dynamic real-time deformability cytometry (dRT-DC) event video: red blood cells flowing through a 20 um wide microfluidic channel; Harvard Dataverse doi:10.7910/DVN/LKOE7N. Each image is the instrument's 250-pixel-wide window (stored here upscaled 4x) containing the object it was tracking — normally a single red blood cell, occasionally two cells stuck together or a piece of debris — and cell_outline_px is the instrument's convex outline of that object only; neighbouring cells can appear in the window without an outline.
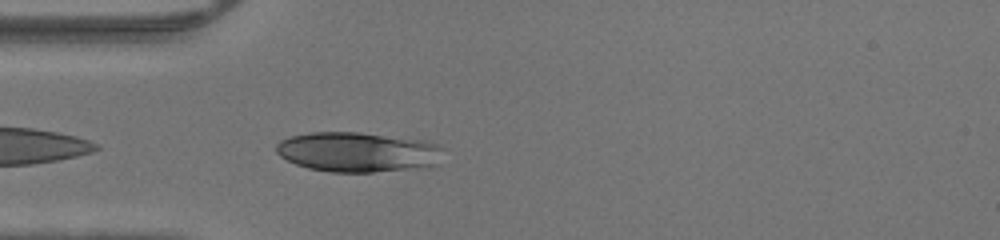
{"species": "human", "species_latin": "Homo sapiens", "temperature_condition": "warm", "stored_images_in_passage": 34, "camera_frame_rate_fps": 3000, "um_per_image_px": 0.085, "donor": {"sex": "male"}, "frame": {"image": 1, "passage_image": 2, "time_ms": 0.333, "image_size_px": [1000, 240], "cell_outline_px": [[444, 148], [436, 164], [428, 168], [372, 172], [328, 172], [308, 168], [296, 164], [280, 156], [276, 152], [276, 144], [280, 140], [288, 136], [312, 132], [360, 132], [420, 140], [436, 144]], "centroid_in_image_um": [30.4, 12.93], "position_along_channel_um": 54.6, "area_um2": 39.07}}
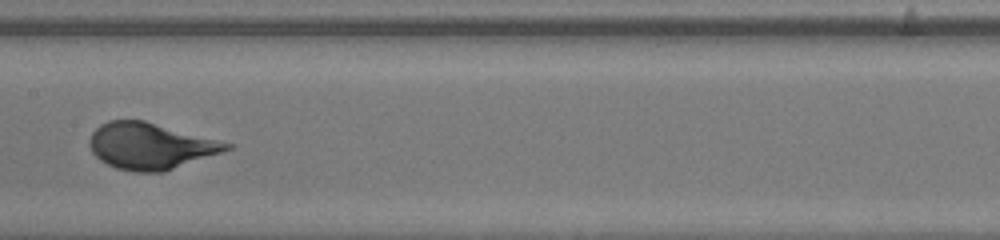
{"frame": {"image": 2, "passage_image": 12, "time_ms": 3.667, "image_size_px": [1000, 240], "cell_outline_px": [[236, 144], [232, 148], [164, 172], [132, 172], [116, 168], [100, 160], [92, 152], [88, 144], [88, 140], [92, 132], [100, 124], [108, 120], [144, 120]], "centroid_in_image_um": [12.77, 12.4], "position_along_channel_um": 194.6, "area_um2": 37.17}}
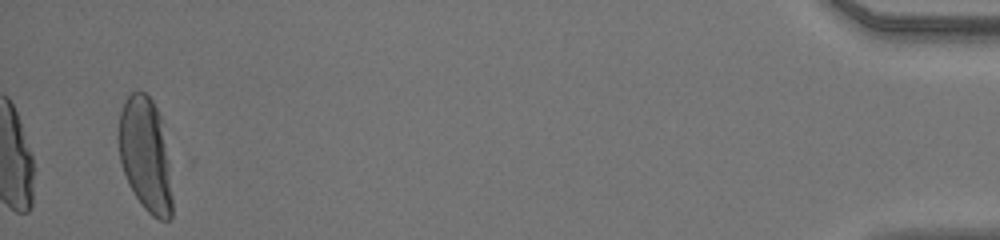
{"frame": {"image": 3, "passage_image": 34, "time_ms": 11.0, "image_size_px": [1000, 240], "cell_outline_px": [[172, 216], [168, 220], [160, 220], [152, 216], [140, 204], [128, 184], [120, 160], [120, 112], [124, 100], [132, 92], [144, 92], [152, 100], [160, 116], [168, 164], [172, 196]], "centroid_in_image_um": [12.36, 13.19], "position_along_channel_um": 422.8, "area_um2": 34.91}}